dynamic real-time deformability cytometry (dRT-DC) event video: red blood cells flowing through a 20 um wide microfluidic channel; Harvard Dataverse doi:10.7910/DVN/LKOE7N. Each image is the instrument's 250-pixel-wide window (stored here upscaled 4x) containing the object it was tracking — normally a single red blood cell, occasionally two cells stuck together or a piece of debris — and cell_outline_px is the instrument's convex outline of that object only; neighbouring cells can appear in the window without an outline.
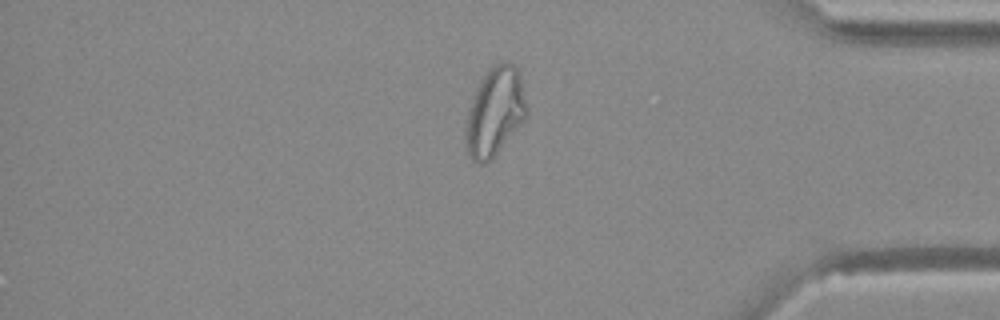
{"species": "Egyptian fruit bat (a non-hibernating species)", "species_latin": "Rousettus aegyptiacus", "temperature_condition": "warm", "stored_images_in_passage": 48, "camera_frame_rate_fps": 3000, "um_per_image_px": 0.085, "animal": {"sex": "female"}, "frame": {"image": 1, "passage_image": 41, "time_ms": 13.333, "image_size_px": [1000, 320], "cell_outline_px": [[528, 116], [496, 152], [484, 164], [480, 164], [472, 160], [468, 152], [464, 136], [464, 128], [468, 108], [480, 80], [500, 60], [508, 60], [516, 64], [520, 76], [528, 108]], "centroid_in_image_um": [42.06, 9.46], "position_along_channel_um": 393.1, "area_um2": 31.39}}